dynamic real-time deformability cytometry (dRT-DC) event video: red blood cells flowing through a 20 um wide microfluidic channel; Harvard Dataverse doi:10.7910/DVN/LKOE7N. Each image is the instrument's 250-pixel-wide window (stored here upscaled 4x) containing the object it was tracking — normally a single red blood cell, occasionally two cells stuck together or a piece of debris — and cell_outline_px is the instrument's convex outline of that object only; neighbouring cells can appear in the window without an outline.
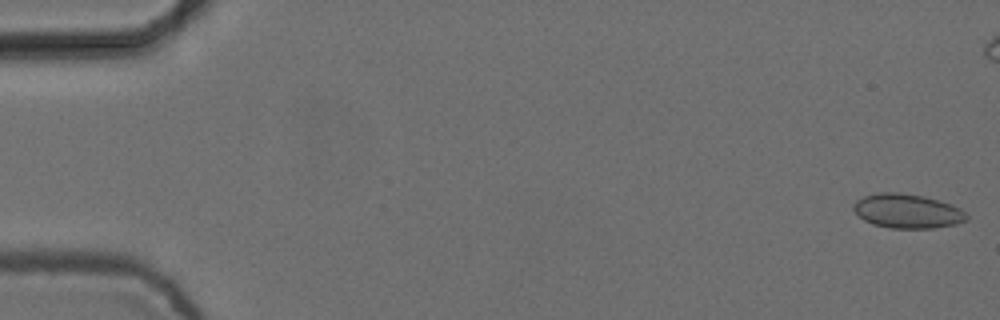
{"species": "common noctule bat (a hibernating species)", "species_latin": "Nyctalus noctula", "temperature_condition": "cold", "stored_images_in_passage": 5, "camera_frame_rate_fps": 3000, "um_per_image_px": 0.085, "animal": {"sex": "female", "body_mass_g": 24.6, "forearm_length_mm": 56.2}, "frame": {"image": 1, "passage_image": 1, "time_ms": 0.0, "image_size_px": [1000, 320], "cell_outline_px": [[968, 220], [956, 224], [932, 228], [888, 228], [872, 224], [864, 220], [852, 208], [856, 200], [864, 196], [880, 192], [900, 192], [924, 196], [960, 208], [968, 216]], "centroid_in_image_um": [77.1, 17.94], "position_along_channel_um": 7.9, "area_um2": 22.48}}